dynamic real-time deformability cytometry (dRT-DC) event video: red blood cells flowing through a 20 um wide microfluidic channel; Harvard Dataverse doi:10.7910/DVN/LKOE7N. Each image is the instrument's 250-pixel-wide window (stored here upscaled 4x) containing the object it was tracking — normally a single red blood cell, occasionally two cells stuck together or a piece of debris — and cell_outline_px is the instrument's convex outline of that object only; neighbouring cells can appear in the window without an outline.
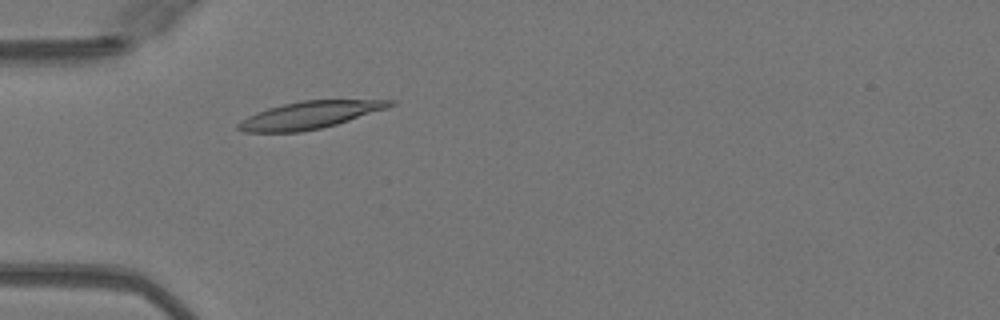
{"species": "Egyptian fruit bat (a non-hibernating species)", "species_latin": "Rousettus aegyptiacus", "temperature_condition": "warm", "stored_images_in_passage": 44, "camera_frame_rate_fps": 3000, "um_per_image_px": 0.085, "animal": {"sex": "female"}, "frame": {"image": 1, "passage_image": 9, "time_ms": 2.667, "image_size_px": [1000, 320], "cell_outline_px": [[396, 104], [388, 108], [336, 124], [320, 128], [300, 132], [244, 132], [236, 128], [236, 124], [240, 120], [256, 112], [268, 108], [300, 100], [396, 100]], "centroid_in_image_um": [26.3, 9.78], "position_along_channel_um": 58.7, "area_um2": 24.1}}
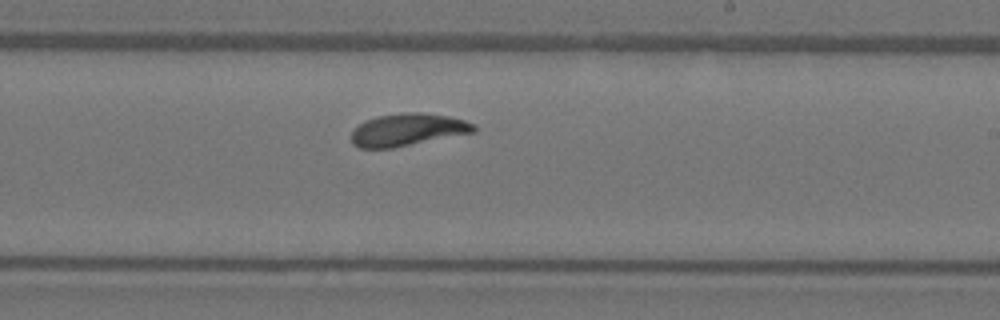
{"frame": {"image": 2, "passage_image": 24, "time_ms": 7.667, "image_size_px": [1000, 320], "cell_outline_px": [[476, 132], [392, 148], [360, 148], [352, 144], [352, 132], [360, 124], [376, 116], [404, 112], [420, 112], [448, 116], [464, 120], [476, 124]], "centroid_in_image_um": [34.68, 11.03], "position_along_channel_um": 254.3, "area_um2": 23.06}}
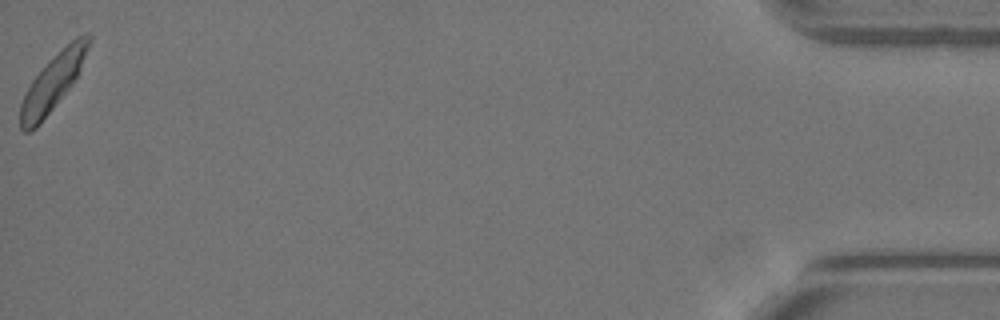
{"frame": {"image": 3, "passage_image": 44, "time_ms": 14.333, "image_size_px": [1000, 320], "cell_outline_px": [[92, 40], [80, 68], [72, 84], [36, 128], [32, 132], [24, 132], [20, 128], [20, 104], [32, 80], [76, 36], [92, 36]], "centroid_in_image_um": [4.46, 7.08], "position_along_channel_um": 430.7, "area_um2": 21.21}, "authors_computed_cell_mechanics": {"area_um2": 22.8599, "velocity_mm_per_s": 4.0341, "shape_relaxation_time_tau1_ms": 3.1053, "shape_relaxation_time_tau2_ms": 1.5596, "deformation_change_tau1": 0.1293, "deformation_change_tau2": 0.0718}}